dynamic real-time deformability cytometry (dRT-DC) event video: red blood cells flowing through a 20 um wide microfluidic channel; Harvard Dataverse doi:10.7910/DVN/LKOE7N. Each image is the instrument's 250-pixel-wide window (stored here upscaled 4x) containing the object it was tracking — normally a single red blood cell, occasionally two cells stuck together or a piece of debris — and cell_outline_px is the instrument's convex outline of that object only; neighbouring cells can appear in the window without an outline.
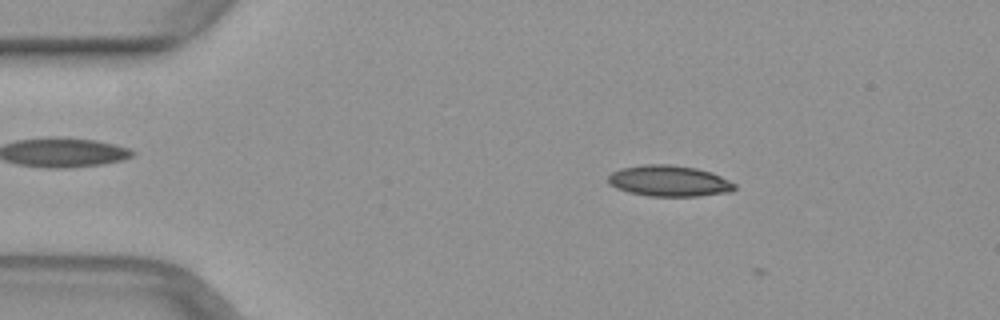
{"species": "common noctule bat (a hibernating species)", "species_latin": "Nyctalus noctula", "temperature_condition": "warm", "stored_images_in_passage": 2, "camera_frame_rate_fps": 3000, "um_per_image_px": 0.085, "animal": {"sex": "female", "body_mass_g": 29.2, "forearm_length_mm": 56.3}, "frame": {"image": 1, "passage_image": 1, "time_ms": 0.0, "image_size_px": [1000, 320], "cell_outline_px": [[736, 188], [732, 192], [696, 196], [648, 196], [628, 192], [616, 188], [608, 184], [608, 176], [612, 172], [620, 168], [644, 164], [668, 164], [696, 168], [712, 172], [736, 184]], "centroid_in_image_um": [56.86, 15.38], "position_along_channel_um": 28.1, "area_um2": 23.0}}